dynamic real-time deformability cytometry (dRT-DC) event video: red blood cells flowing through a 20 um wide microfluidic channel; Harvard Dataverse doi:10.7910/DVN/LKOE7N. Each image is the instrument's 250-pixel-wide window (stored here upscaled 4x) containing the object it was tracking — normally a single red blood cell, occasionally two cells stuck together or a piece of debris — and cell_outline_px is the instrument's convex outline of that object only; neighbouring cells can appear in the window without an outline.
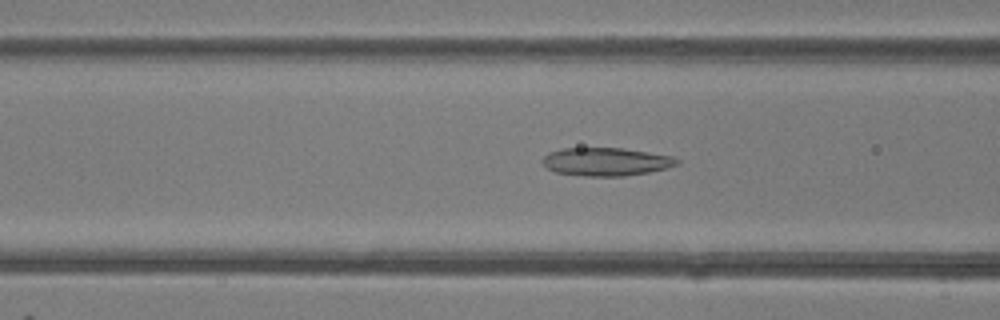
{"species": "common noctule bat (a hibernating species)", "species_latin": "Nyctalus noctula", "temperature_condition": "room temperature", "stored_images_in_passage": 48, "camera_frame_rate_fps": 3000, "um_per_image_px": 0.085, "animal": {"sex": "female"}, "frame": {"image": 1, "passage_image": 19, "time_ms": 6.0, "image_size_px": [1000, 320], "cell_outline_px": [[680, 164], [668, 168], [648, 172], [624, 176], [584, 176], [556, 172], [548, 168], [540, 160], [548, 152], [560, 148], [624, 148], [672, 156], [680, 160]], "centroid_in_image_um": [51.52, 13.74], "position_along_channel_um": 115.1, "area_um2": 22.2}}
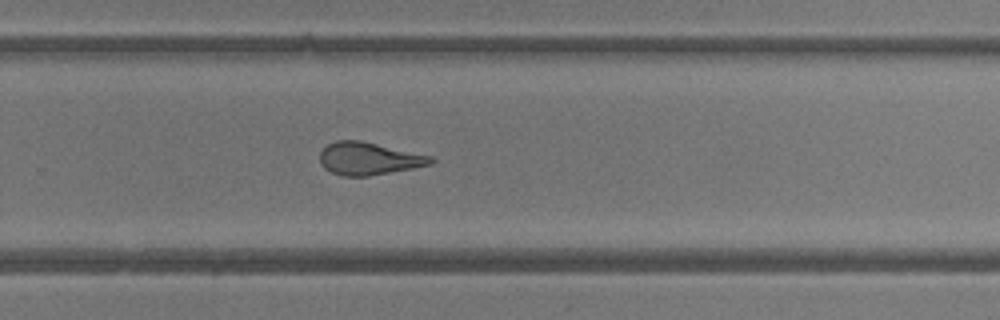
{"frame": {"image": 2, "passage_image": 32, "time_ms": 10.333, "image_size_px": [1000, 320], "cell_outline_px": [[436, 160], [432, 164], [412, 168], [368, 176], [344, 176], [332, 172], [324, 168], [320, 164], [320, 152], [328, 144], [336, 140], [360, 140], [432, 156]], "centroid_in_image_um": [31.34, 13.48], "position_along_channel_um": 298.5, "area_um2": 20.98}}
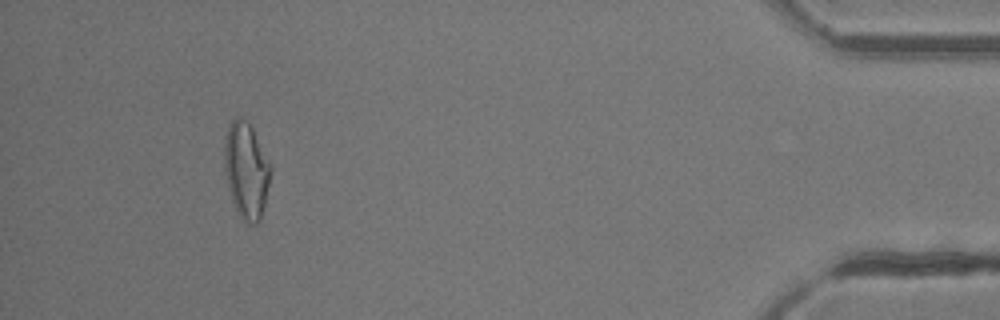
{"frame": {"image": 3, "passage_image": 45, "time_ms": 14.667, "image_size_px": [1000, 320], "cell_outline_px": [[272, 168], [264, 204], [260, 220], [256, 224], [252, 224], [244, 220], [240, 216], [232, 200], [224, 168], [224, 136], [232, 120], [236, 116], [240, 116], [248, 120], [272, 164]], "centroid_in_image_um": [20.94, 14.41], "position_along_channel_um": 414.3, "area_um2": 25.95}, "authors_computed_cell_mechanics": {"area_um2": 23.3512, "velocity_mm_per_s": 4.237, "shape_relaxation_time_tau1_ms": null, "shape_relaxation_time_tau2_ms": 2.3027, "deformation_change_tau1": null, "deformation_change_tau2": 0.1129}}